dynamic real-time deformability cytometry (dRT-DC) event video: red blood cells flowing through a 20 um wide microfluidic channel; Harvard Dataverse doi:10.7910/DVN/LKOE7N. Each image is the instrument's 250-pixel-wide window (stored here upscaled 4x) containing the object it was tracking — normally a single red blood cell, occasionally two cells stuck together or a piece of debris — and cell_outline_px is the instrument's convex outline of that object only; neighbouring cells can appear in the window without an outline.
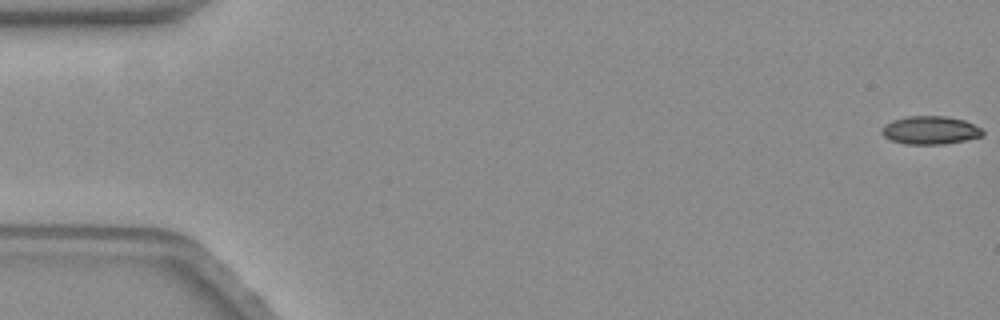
{"species": "common noctule bat (a hibernating species)", "species_latin": "Nyctalus noctula", "temperature_condition": "warm", "stored_images_in_passage": 59, "camera_frame_rate_fps": 3000, "um_per_image_px": 0.085, "animal": {"sex": "female", "body_mass_g": 19.3, "forearm_length_mm": 54.1}, "frame": {"image": 1, "passage_image": 1, "time_ms": 0.0, "image_size_px": [1000, 320], "cell_outline_px": [[984, 132], [980, 136], [964, 140], [940, 144], [908, 144], [892, 140], [884, 136], [884, 128], [892, 120], [908, 116], [944, 116], [964, 120], [980, 128]], "centroid_in_image_um": [79.09, 11.06], "position_along_channel_um": 5.9, "area_um2": 16.01}}
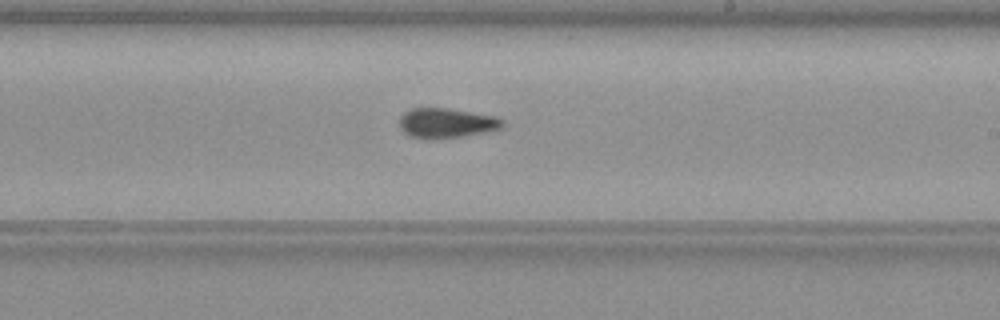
{"frame": {"image": 2, "passage_image": 35, "time_ms": 11.333, "image_size_px": [1000, 320], "cell_outline_px": [[504, 124], [500, 128], [484, 132], [464, 136], [412, 136], [404, 132], [400, 128], [400, 116], [404, 112], [412, 108], [448, 108], [496, 116], [504, 120]], "centroid_in_image_um": [37.98, 10.4], "position_along_channel_um": 251.0, "area_um2": 17.22}}
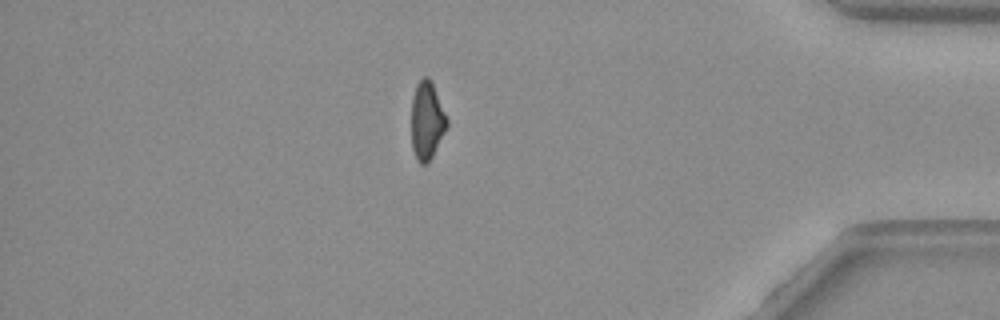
{"frame": {"image": 3, "passage_image": 51, "time_ms": 16.667, "image_size_px": [1000, 320], "cell_outline_px": [[448, 124], [428, 164], [420, 164], [416, 160], [412, 148], [412, 96], [416, 84], [424, 76], [428, 76], [432, 80], [448, 120]], "centroid_in_image_um": [36.28, 10.23], "position_along_channel_um": 398.9, "area_um2": 16.18}, "authors_computed_cell_mechanics": {"area_um2": 17.1088, "velocity_mm_per_s": 3.5219, "shape_relaxation_time_tau1_ms": null, "shape_relaxation_time_tau2_ms": 6.4598, "deformation_change_tau1": null, "deformation_change_tau2": 0.1295}}